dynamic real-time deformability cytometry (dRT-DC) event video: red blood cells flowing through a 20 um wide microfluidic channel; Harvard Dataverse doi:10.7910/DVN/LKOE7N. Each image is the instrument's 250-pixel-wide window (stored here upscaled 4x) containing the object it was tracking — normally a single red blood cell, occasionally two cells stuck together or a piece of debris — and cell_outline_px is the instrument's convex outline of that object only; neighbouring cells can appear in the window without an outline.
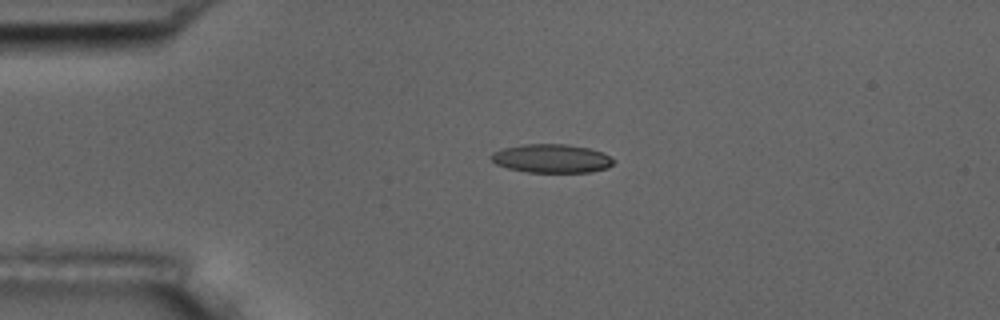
{"species": "common noctule bat (a hibernating species)", "species_latin": "Nyctalus noctula", "temperature_condition": "room temperature", "stored_images_in_passage": 3, "camera_frame_rate_fps": 3000, "um_per_image_px": 0.085, "animal": {"sex": "male", "body_mass_g": 17.5, "forearm_length_mm": 52.3}, "frame": {"image": 1, "passage_image": 2, "time_ms": 1.0, "image_size_px": [1000, 320], "cell_outline_px": [[616, 160], [608, 168], [592, 172], [528, 172], [508, 168], [496, 164], [492, 160], [492, 152], [504, 148], [524, 144], [568, 144], [588, 148], [600, 152]], "centroid_in_image_um": [46.9, 13.47], "position_along_channel_um": 38.1, "area_um2": 20.29}}